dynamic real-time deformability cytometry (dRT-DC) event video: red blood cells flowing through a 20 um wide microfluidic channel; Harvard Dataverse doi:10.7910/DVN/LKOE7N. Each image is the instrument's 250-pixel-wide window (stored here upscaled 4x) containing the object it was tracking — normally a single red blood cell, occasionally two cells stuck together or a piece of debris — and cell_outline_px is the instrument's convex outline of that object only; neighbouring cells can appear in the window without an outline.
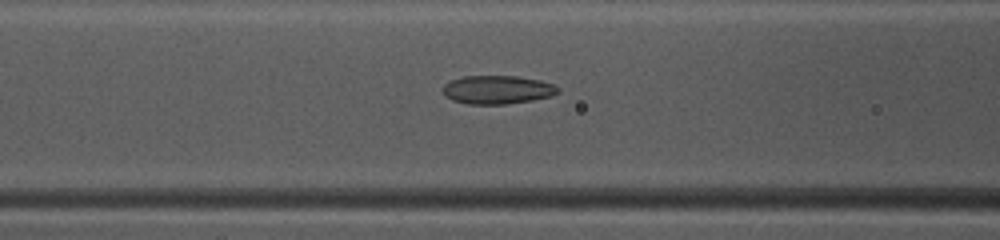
{"species": "common noctule bat (a hibernating species)", "species_latin": "Nyctalus noctula", "temperature_condition": "warm", "stored_images_in_passage": 38, "camera_frame_rate_fps": 3000, "um_per_image_px": 0.085, "animal": {"sex": "female", "body_mass_g": 10.0, "forearm_length_mm": 53.1}, "frame": {"image": 1, "passage_image": 10, "time_ms": 3.0, "image_size_px": [1000, 240], "cell_outline_px": [[560, 88], [552, 96], [532, 100], [504, 104], [468, 104], [452, 100], [444, 96], [444, 84], [452, 80], [464, 76], [516, 76], [540, 80], [556, 84]], "centroid_in_image_um": [42.29, 7.62], "position_along_channel_um": 124.3, "area_um2": 19.07}}
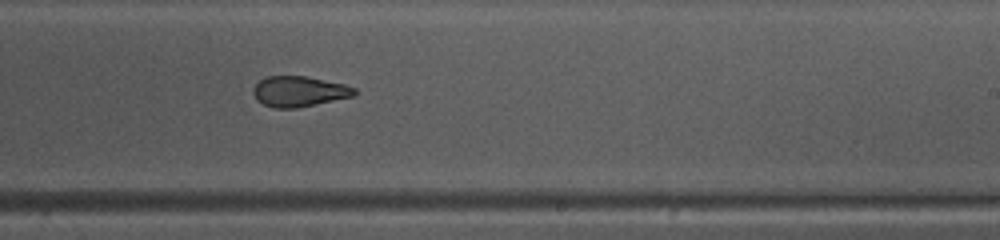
{"frame": {"image": 2, "passage_image": 20, "time_ms": 6.333, "image_size_px": [1000, 240], "cell_outline_px": [[356, 92], [352, 96], [296, 108], [276, 108], [264, 104], [256, 100], [252, 92], [252, 88], [260, 80], [268, 76], [304, 76], [344, 84], [356, 88]], "centroid_in_image_um": [25.38, 7.77], "position_along_channel_um": 263.6, "area_um2": 17.74}}
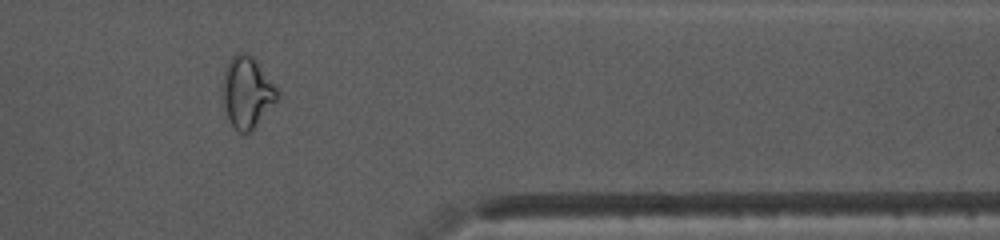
{"frame": {"image": 3, "passage_image": 30, "time_ms": 9.667, "image_size_px": [1000, 240], "cell_outline_px": [[280, 96], [252, 132], [236, 132], [232, 128], [228, 120], [224, 108], [224, 72], [228, 60], [236, 52], [248, 52], [256, 60], [276, 88]], "centroid_in_image_um": [20.99, 7.87], "position_along_channel_um": 390.4, "area_um2": 22.72}, "authors_computed_cell_mechanics": {"area_um2": 19.3052, "velocity_mm_per_s": 4.1798, "shape_relaxation_time_tau1_ms": null, "shape_relaxation_time_tau2_ms": 1.6742, "deformation_change_tau1": null, "deformation_change_tau2": 0.0842}}